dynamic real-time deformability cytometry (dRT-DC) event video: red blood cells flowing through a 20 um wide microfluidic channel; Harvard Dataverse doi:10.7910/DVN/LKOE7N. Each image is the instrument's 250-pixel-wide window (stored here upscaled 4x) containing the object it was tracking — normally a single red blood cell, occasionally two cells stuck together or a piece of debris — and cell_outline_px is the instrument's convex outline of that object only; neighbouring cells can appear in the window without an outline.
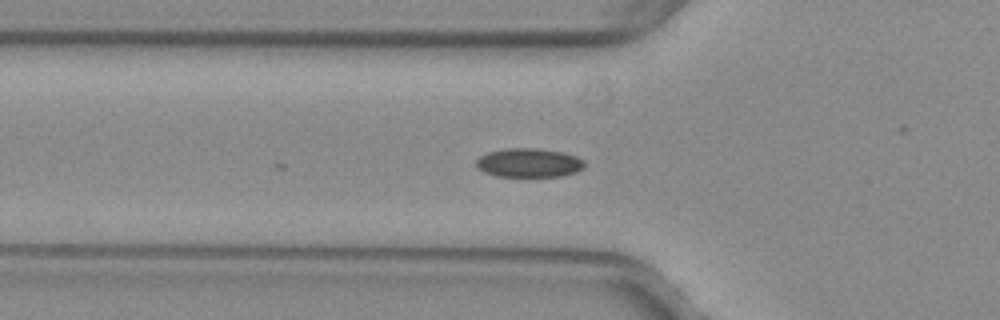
{"species": "common noctule bat (a hibernating species)", "species_latin": "Nyctalus noctula", "temperature_condition": "warm", "stored_images_in_passage": 5, "camera_frame_rate_fps": 3000, "um_per_image_px": 0.085, "animal": {"sex": "female", "body_mass_g": 29.2, "forearm_length_mm": 56.3}, "frame": {"image": 1, "passage_image": 2, "time_ms": 0.333, "image_size_px": [1000, 320], "cell_outline_px": [[584, 168], [576, 172], [560, 176], [496, 176], [484, 172], [476, 164], [476, 160], [480, 156], [488, 152], [504, 148], [540, 148], [564, 152], [576, 156], [584, 160]], "centroid_in_image_um": [44.98, 13.82], "position_along_channel_um": 80.8, "area_um2": 18.32}}
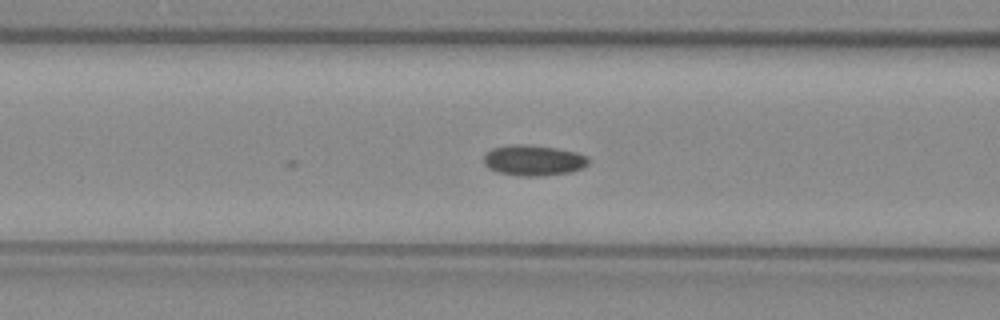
{"frame": {"image": 2, "passage_image": 5, "time_ms": 1.333, "image_size_px": [1000, 320], "cell_outline_px": [[588, 164], [584, 168], [572, 172], [544, 176], [520, 176], [496, 172], [488, 168], [484, 164], [484, 156], [492, 148], [516, 144], [520, 144], [556, 148], [576, 152], [588, 156]], "centroid_in_image_um": [45.37, 13.65], "position_along_channel_um": 121.2, "area_um2": 18.79}}